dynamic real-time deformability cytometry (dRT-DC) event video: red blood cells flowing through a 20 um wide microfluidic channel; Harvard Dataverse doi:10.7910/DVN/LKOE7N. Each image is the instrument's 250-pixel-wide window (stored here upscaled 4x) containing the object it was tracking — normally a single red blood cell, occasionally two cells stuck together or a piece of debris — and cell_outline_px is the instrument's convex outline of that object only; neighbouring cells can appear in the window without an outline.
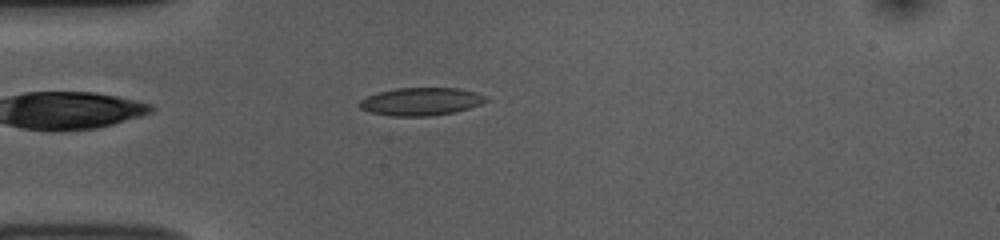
{"species": "common noctule bat (a hibernating species)", "species_latin": "Nyctalus noctula", "temperature_condition": "room temperature", "stored_images_in_passage": 40, "camera_frame_rate_fps": 3000, "um_per_image_px": 0.085, "animal": {"sex": "female", "body_mass_g": 10.0, "forearm_length_mm": 53.1}, "frame": {"image": 1, "passage_image": 1, "time_ms": 0.0, "image_size_px": [1000, 240], "cell_outline_px": [[488, 100], [480, 104], [468, 108], [452, 112], [428, 116], [392, 116], [372, 112], [360, 108], [356, 104], [360, 100], [368, 96], [380, 92], [396, 88], [460, 88], [476, 92], [488, 96]], "centroid_in_image_um": [35.79, 8.62], "position_along_channel_um": 49.2, "area_um2": 20.4}}
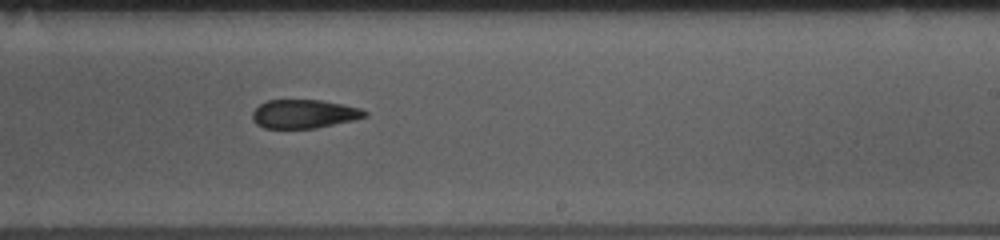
{"frame": {"image": 2, "passage_image": 19, "time_ms": 6.0, "image_size_px": [1000, 240], "cell_outline_px": [[368, 116], [352, 120], [316, 128], [264, 128], [256, 124], [252, 120], [252, 112], [260, 104], [268, 100], [320, 100], [360, 108], [368, 112]], "centroid_in_image_um": [25.82, 9.68], "position_along_channel_um": 263.2, "area_um2": 18.67}}
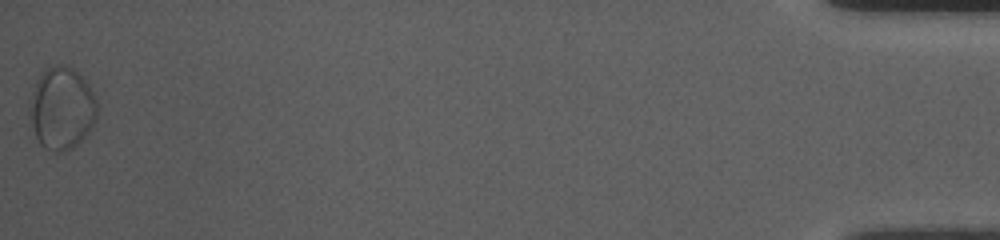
{"frame": {"image": 3, "passage_image": 40, "time_ms": 13.0, "image_size_px": [1000, 240], "cell_outline_px": [[96, 116], [92, 124], [84, 136], [72, 148], [64, 152], [56, 152], [44, 148], [40, 144], [36, 136], [32, 124], [28, 104], [28, 100], [36, 80], [44, 68], [56, 64], [64, 64], [72, 68], [88, 84], [96, 100]], "centroid_in_image_um": [5.2, 9.18], "position_along_channel_um": 430.0, "area_um2": 32.25}}